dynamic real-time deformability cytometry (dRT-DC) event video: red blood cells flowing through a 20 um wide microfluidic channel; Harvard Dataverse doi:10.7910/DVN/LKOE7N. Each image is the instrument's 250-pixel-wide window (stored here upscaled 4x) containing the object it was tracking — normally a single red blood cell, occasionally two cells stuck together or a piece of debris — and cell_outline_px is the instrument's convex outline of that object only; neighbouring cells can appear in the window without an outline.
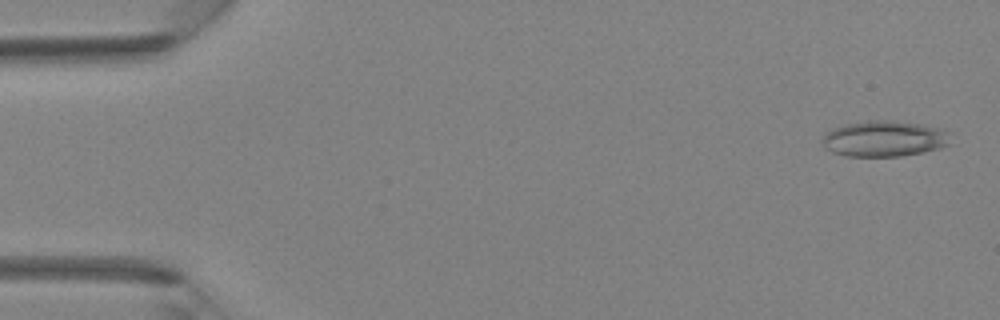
{"species": "Egyptian fruit bat (a non-hibernating species)", "species_latin": "Rousettus aegyptiacus", "temperature_condition": "room temperature", "stored_images_in_passage": 40, "camera_frame_rate_fps": 3000, "um_per_image_px": 0.085, "animal": {"sex": "female"}, "frame": {"image": 1, "passage_image": 1, "time_ms": 0.0, "image_size_px": [1000, 320], "cell_outline_px": [[948, 144], [940, 148], [924, 152], [900, 156], [844, 156], [832, 152], [824, 148], [824, 136], [828, 132], [844, 124], [868, 120], [892, 120], [924, 124], [940, 128], [948, 132]], "centroid_in_image_um": [75.17, 11.78], "position_along_channel_um": 9.8, "area_um2": 26.7}}
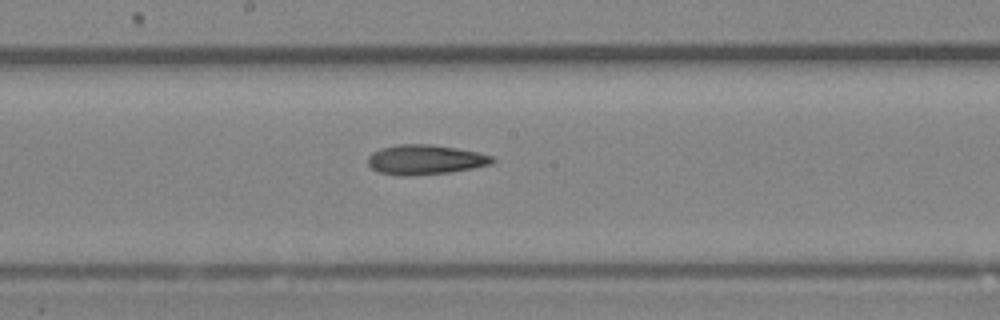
{"frame": {"image": 2, "passage_image": 21, "time_ms": 6.667, "image_size_px": [1000, 320], "cell_outline_px": [[496, 160], [492, 164], [452, 172], [412, 176], [400, 176], [380, 172], [372, 168], [368, 164], [368, 156], [372, 152], [380, 148], [400, 144], [428, 144], [456, 148], [476, 152], [492, 156]], "centroid_in_image_um": [36.13, 13.58], "position_along_channel_um": 212.1, "area_um2": 21.62}}
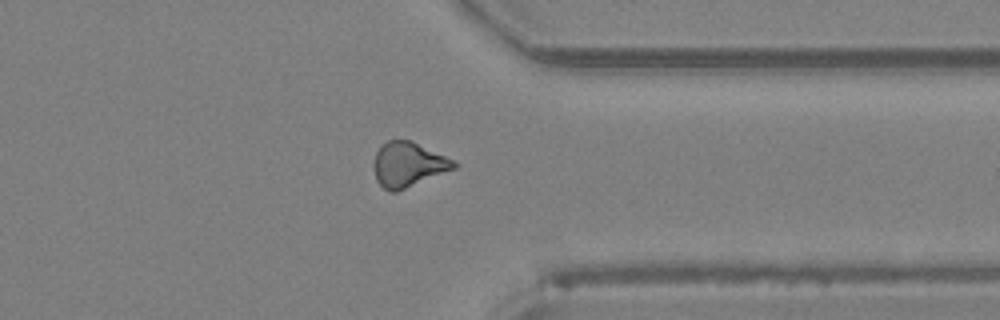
{"frame": {"image": 3, "passage_image": 31, "time_ms": 10.0, "image_size_px": [1000, 320], "cell_outline_px": [[456, 168], [396, 192], [392, 192], [384, 188], [376, 180], [372, 164], [376, 152], [380, 144], [388, 140], [408, 140], [444, 156], [452, 160], [456, 164]], "centroid_in_image_um": [34.62, 13.99], "position_along_channel_um": 376.8, "area_um2": 20.58}}